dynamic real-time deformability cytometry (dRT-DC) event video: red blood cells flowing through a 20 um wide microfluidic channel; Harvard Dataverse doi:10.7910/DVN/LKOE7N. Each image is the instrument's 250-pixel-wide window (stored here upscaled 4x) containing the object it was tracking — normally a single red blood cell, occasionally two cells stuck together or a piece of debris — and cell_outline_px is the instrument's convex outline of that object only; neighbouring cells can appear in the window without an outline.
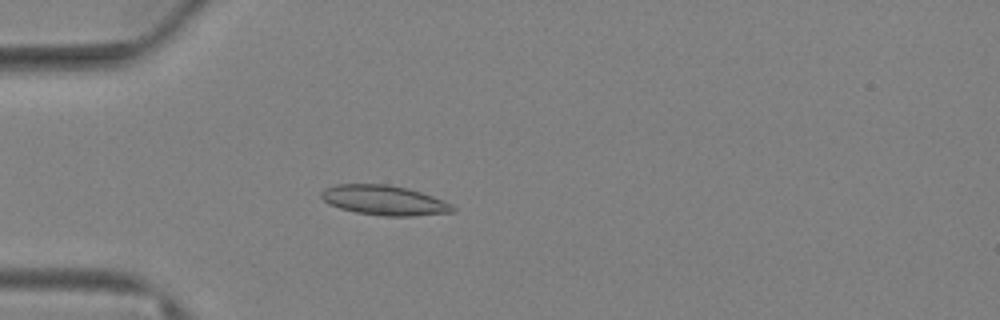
{"species": "Egyptian fruit bat (a non-hibernating species)", "species_latin": "Rousettus aegyptiacus", "temperature_condition": "warm", "stored_images_in_passage": 82, "camera_frame_rate_fps": 3000, "um_per_image_px": 0.085, "animal": {"sex": "female"}, "frame": {"image": 1, "passage_image": 25, "time_ms": 8.0, "image_size_px": [1000, 320], "cell_outline_px": [[456, 212], [416, 216], [384, 216], [356, 212], [340, 208], [328, 204], [320, 196], [320, 192], [336, 184], [388, 184], [408, 188], [432, 196], [452, 204], [456, 208]], "centroid_in_image_um": [32.69, 17.03], "position_along_channel_um": 52.3, "area_um2": 22.89}}
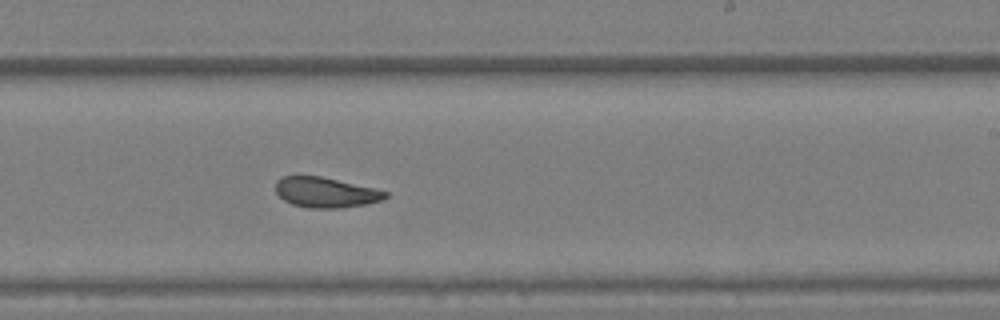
{"frame": {"image": 2, "passage_image": 51, "time_ms": 16.667, "image_size_px": [1000, 320], "cell_outline_px": [[388, 196], [384, 200], [364, 204], [340, 208], [308, 208], [292, 204], [284, 200], [276, 192], [276, 180], [284, 176], [320, 176], [372, 188], [388, 192]], "centroid_in_image_um": [27.67, 16.36], "position_along_channel_um": 261.3, "area_um2": 19.13}}
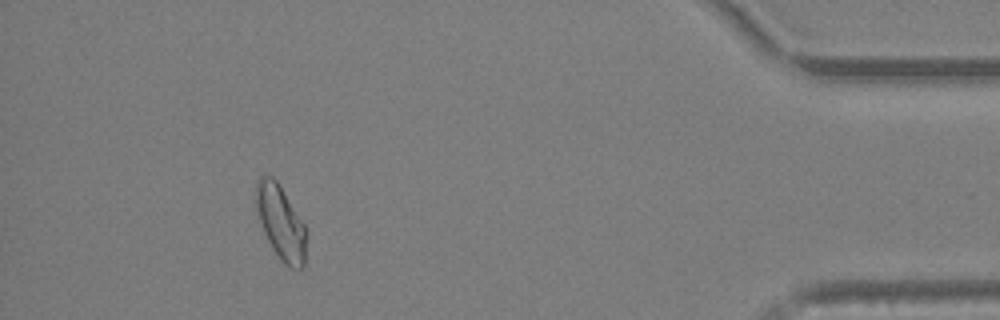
{"frame": {"image": 3, "passage_image": 75, "time_ms": 24.667, "image_size_px": [1000, 320], "cell_outline_px": [[304, 264], [300, 268], [288, 268], [280, 260], [272, 248], [260, 224], [252, 196], [256, 180], [260, 176], [272, 176], [276, 180], [304, 224]], "centroid_in_image_um": [23.77, 18.85], "position_along_channel_um": 411.4, "area_um2": 21.62}, "authors_computed_cell_mechanics": {"area_um2": 21.0392, "velocity_mm_per_s": 2.5638, "shape_relaxation_time_tau1_ms": 9.1012, "shape_relaxation_time_tau2_ms": 2.2642, "deformation_change_tau1": 0.1669, "deformation_change_tau2": 0.0731}}